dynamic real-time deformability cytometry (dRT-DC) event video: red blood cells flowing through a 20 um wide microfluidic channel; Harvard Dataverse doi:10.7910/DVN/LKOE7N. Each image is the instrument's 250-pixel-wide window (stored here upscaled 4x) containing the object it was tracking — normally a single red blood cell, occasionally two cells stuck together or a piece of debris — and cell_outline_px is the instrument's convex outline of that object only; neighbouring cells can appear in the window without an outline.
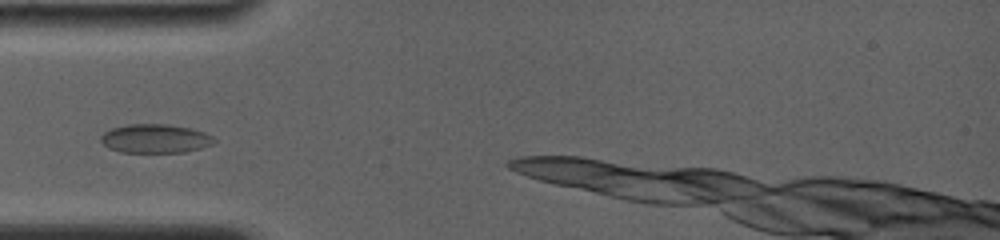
{"species": "common noctule bat (a hibernating species)", "species_latin": "Nyctalus noctula", "temperature_condition": "room temperature", "stored_images_in_passage": 10, "camera_frame_rate_fps": 4000, "um_per_image_px": 0.085, "animal": {"sex": "female", "body_mass_g": 19.0, "forearm_length_mm": 56.7}, "frame": {"image": 1, "passage_image": 4, "time_ms": 2.0, "image_size_px": [1000, 240], "cell_outline_px": [[216, 140], [212, 144], [200, 148], [184, 152], [120, 152], [108, 148], [100, 140], [100, 136], [104, 132], [112, 128], [128, 124], [168, 124], [192, 128], [204, 132], [212, 136]], "centroid_in_image_um": [13.18, 11.77], "position_along_channel_um": 71.8, "area_um2": 19.07}}
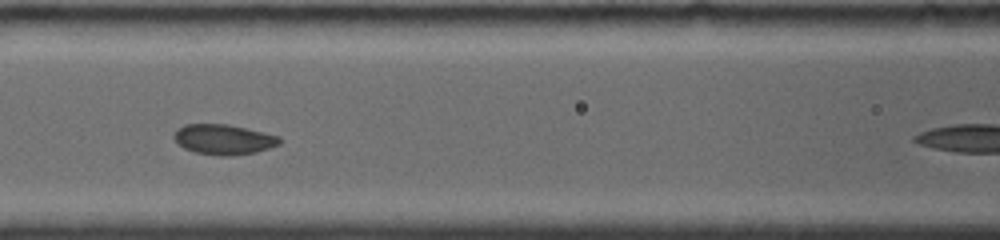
{"frame": {"image": 2, "passage_image": 6, "time_ms": 4.0, "image_size_px": [1000, 240], "cell_outline_px": [[280, 144], [256, 152], [228, 156], [224, 156], [196, 152], [184, 148], [172, 136], [176, 128], [184, 124], [228, 124], [280, 136]], "centroid_in_image_um": [18.99, 11.84], "position_along_channel_um": 147.6, "area_um2": 18.44}}
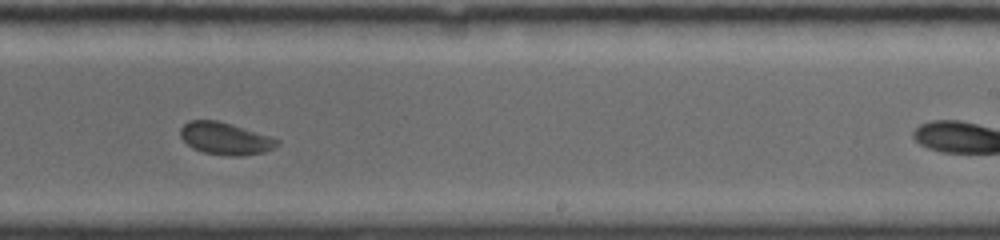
{"frame": {"image": 3, "passage_image": 9, "time_ms": 7.25, "image_size_px": [1000, 240], "cell_outline_px": [[280, 144], [264, 152], [240, 156], [232, 156], [204, 152], [192, 148], [180, 136], [180, 128], [188, 120], [216, 120], [268, 136], [280, 140]], "centroid_in_image_um": [19.12, 11.78], "position_along_channel_um": 269.9, "area_um2": 17.8}}